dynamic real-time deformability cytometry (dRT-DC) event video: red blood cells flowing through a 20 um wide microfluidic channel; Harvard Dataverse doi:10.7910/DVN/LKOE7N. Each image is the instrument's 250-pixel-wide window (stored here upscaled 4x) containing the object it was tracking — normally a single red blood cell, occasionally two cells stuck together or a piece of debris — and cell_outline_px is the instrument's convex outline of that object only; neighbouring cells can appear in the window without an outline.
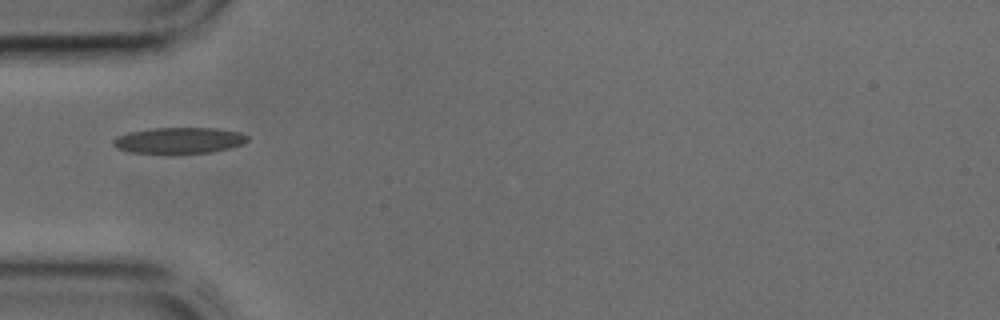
{"species": "common noctule bat (a hibernating species)", "species_latin": "Nyctalus noctula", "temperature_condition": "cold", "stored_images_in_passage": 31, "camera_frame_rate_fps": 3000, "um_per_image_px": 0.085, "animal": {"sex": "male", "body_mass_g": 17.9, "forearm_length_mm": 54.2}, "frame": {"image": 1, "passage_image": 1, "time_ms": 0.0, "image_size_px": [1000, 320], "cell_outline_px": [[248, 140], [244, 144], [228, 148], [208, 152], [132, 152], [116, 148], [112, 144], [112, 140], [116, 136], [128, 132], [152, 128], [216, 128], [240, 132], [248, 136]], "centroid_in_image_um": [15.21, 11.91], "position_along_channel_um": 69.8, "area_um2": 20.06}}